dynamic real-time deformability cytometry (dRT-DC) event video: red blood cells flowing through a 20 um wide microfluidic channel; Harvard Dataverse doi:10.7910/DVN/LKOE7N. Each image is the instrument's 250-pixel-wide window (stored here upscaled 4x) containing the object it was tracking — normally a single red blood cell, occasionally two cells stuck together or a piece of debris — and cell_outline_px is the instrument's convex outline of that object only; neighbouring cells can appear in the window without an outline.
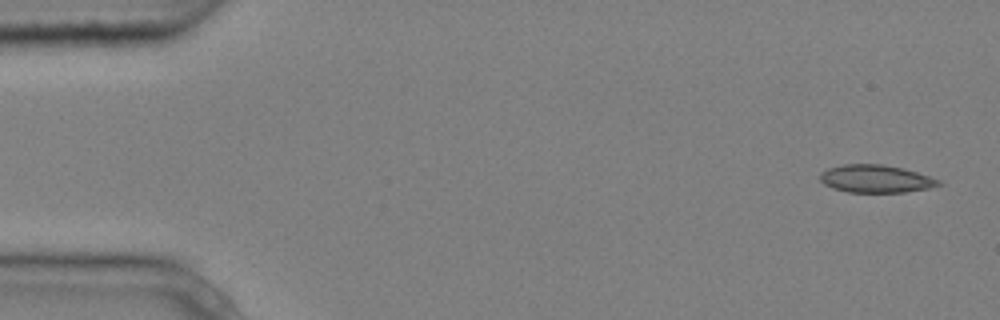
{"species": "common noctule bat (a hibernating species)", "species_latin": "Nyctalus noctula", "temperature_condition": "cold", "stored_images_in_passage": 7, "segment_of_instrument_passage": [1, 2], "camera_frame_rate_fps": 3000, "um_per_image_px": 0.085, "animal": {"sex": "male", "body_mass_g": 20.4}, "frame": {"image": 1, "passage_image": 1, "time_ms": 0.0, "image_size_px": [1000, 320], "cell_outline_px": [[944, 184], [928, 188], [904, 192], [848, 192], [832, 188], [824, 184], [820, 180], [820, 172], [828, 168], [844, 164], [884, 164], [904, 168], [940, 180]], "centroid_in_image_um": [74.43, 15.19], "position_along_channel_um": 10.6, "area_um2": 19.19}}
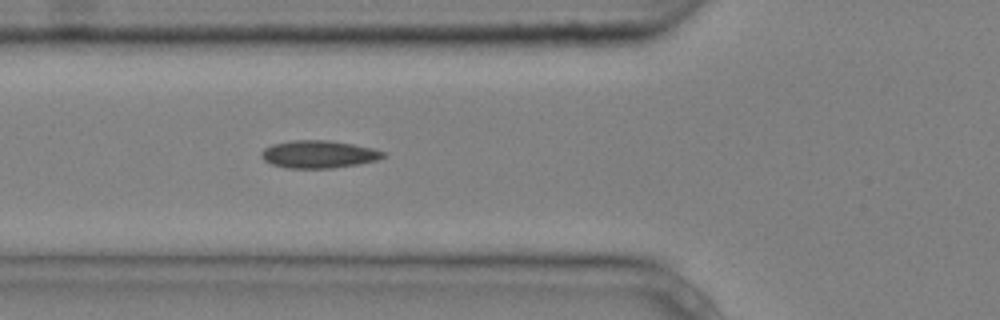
{"frame": {"image": 2, "passage_image": 6, "time_ms": 1.667, "image_size_px": [1000, 320], "cell_outline_px": [[388, 156], [376, 160], [356, 164], [332, 168], [288, 168], [272, 164], [264, 160], [260, 156], [260, 152], [264, 148], [272, 144], [292, 140], [328, 140], [352, 144], [372, 148], [388, 152]], "centroid_in_image_um": [27.09, 13.1], "position_along_channel_um": 98.7, "area_um2": 19.65}}